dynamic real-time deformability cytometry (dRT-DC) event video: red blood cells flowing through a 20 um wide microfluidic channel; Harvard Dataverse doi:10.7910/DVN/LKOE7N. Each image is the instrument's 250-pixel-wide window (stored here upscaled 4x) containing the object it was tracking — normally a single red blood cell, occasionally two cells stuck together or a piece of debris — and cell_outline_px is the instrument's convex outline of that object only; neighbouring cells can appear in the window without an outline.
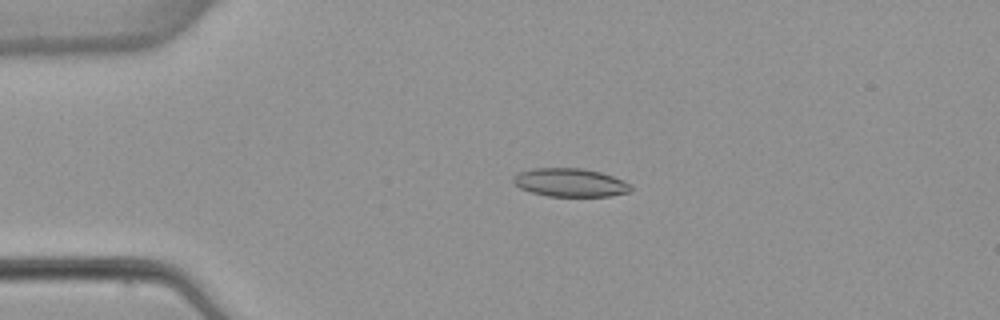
{"species": "common noctule bat (a hibernating species)", "species_latin": "Nyctalus noctula", "temperature_condition": "warm", "stored_images_in_passage": 4, "camera_frame_rate_fps": 3000, "um_per_image_px": 0.085, "animal": {"sex": "female", "body_mass_g": 22.7, "forearm_length_mm": 54.2}, "frame": {"image": 1, "passage_image": 3, "time_ms": 2.333, "image_size_px": [1000, 320], "cell_outline_px": [[632, 188], [628, 192], [608, 196], [548, 196], [532, 192], [520, 188], [512, 180], [512, 176], [520, 172], [532, 168], [580, 168], [600, 172], [612, 176], [628, 184]], "centroid_in_image_um": [48.41, 15.51], "position_along_channel_um": 36.6, "area_um2": 19.13}}